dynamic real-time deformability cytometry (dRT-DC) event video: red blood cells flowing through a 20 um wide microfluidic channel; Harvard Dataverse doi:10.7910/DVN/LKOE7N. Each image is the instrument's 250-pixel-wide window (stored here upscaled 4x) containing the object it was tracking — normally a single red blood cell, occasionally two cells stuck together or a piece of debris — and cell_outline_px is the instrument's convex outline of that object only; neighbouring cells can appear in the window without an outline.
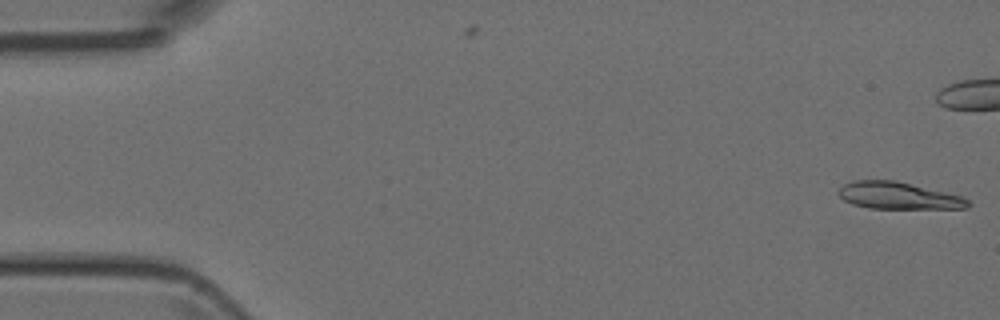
{"species": "Egyptian fruit bat (a non-hibernating species)", "species_latin": "Rousettus aegyptiacus", "temperature_condition": "room temperature", "stored_images_in_passage": 50, "camera_frame_rate_fps": 3000, "um_per_image_px": 0.085, "animal": {"sex": "female"}, "frame": {"image": 1, "passage_image": 1, "time_ms": 0.0, "image_size_px": [1000, 320], "cell_outline_px": [[972, 204], [968, 208], [868, 208], [852, 204], [844, 200], [836, 192], [844, 184], [852, 180], [896, 180], [964, 196]], "centroid_in_image_um": [76.37, 16.62], "position_along_channel_um": 8.6, "area_um2": 20.52}}
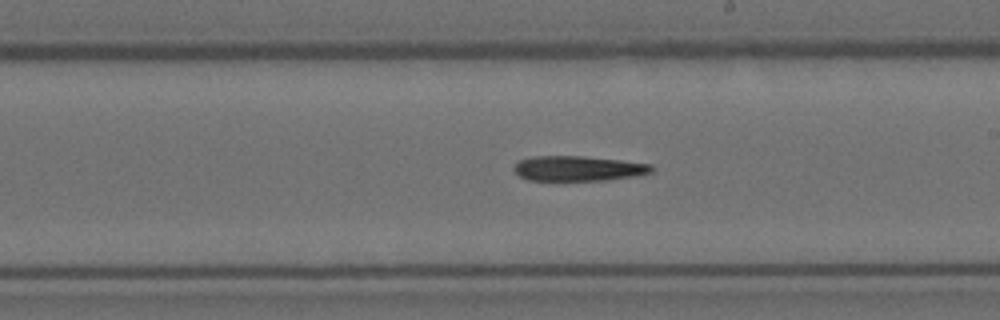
{"frame": {"image": 2, "passage_image": 28, "time_ms": 9.0, "image_size_px": [1000, 320], "cell_outline_px": [[656, 168], [652, 172], [636, 176], [604, 180], [528, 180], [520, 176], [512, 168], [520, 160], [532, 156], [584, 156], [620, 160], [652, 164]], "centroid_in_image_um": [49.18, 14.31], "position_along_channel_um": 239.8, "area_um2": 20.11}}
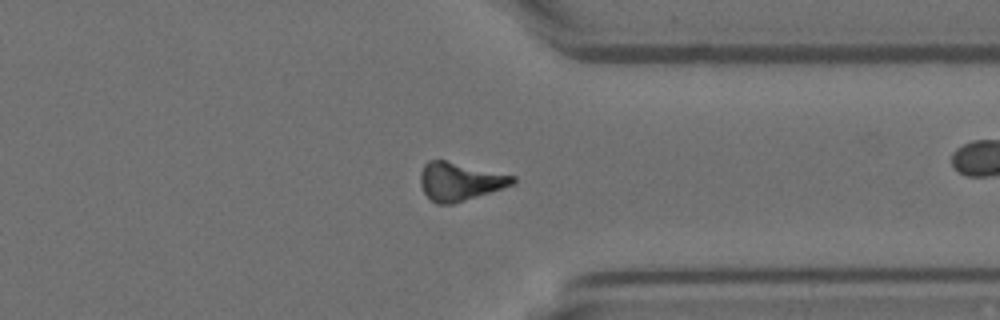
{"frame": {"image": 3, "passage_image": 38, "time_ms": 12.333, "image_size_px": [1000, 320], "cell_outline_px": [[516, 184], [452, 204], [436, 204], [424, 192], [420, 184], [420, 172], [424, 164], [428, 160], [444, 160], [516, 176]], "centroid_in_image_um": [39.08, 15.42], "position_along_channel_um": 372.3, "area_um2": 20.46}}